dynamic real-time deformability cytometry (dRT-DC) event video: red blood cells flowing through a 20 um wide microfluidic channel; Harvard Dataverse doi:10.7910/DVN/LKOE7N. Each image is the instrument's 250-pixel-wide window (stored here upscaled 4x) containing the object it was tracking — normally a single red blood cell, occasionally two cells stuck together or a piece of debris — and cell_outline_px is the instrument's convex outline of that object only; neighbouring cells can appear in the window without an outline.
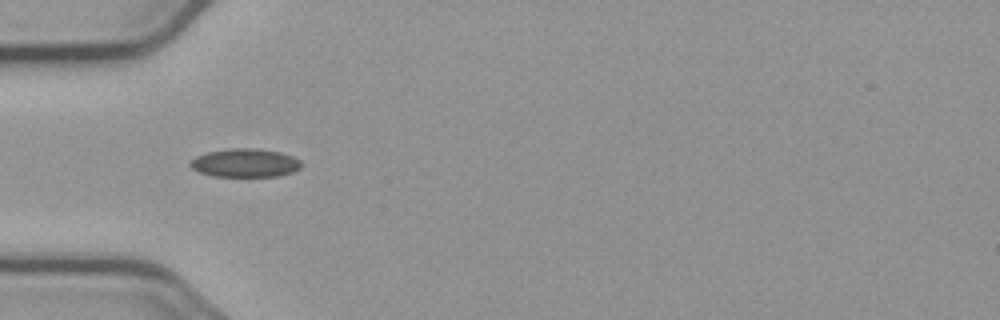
{"species": "common noctule bat (a hibernating species)", "species_latin": "Nyctalus noctula", "temperature_condition": "cold", "stored_images_in_passage": 7, "camera_frame_rate_fps": 3000, "um_per_image_px": 0.085, "animal": {"sex": "male", "body_mass_g": 23.1, "forearm_length_mm": 52.7}, "frame": {"image": 1, "passage_image": 5, "time_ms": 5.0, "image_size_px": [1000, 320], "cell_outline_px": [[300, 168], [292, 172], [276, 176], [212, 176], [200, 172], [192, 168], [188, 164], [196, 156], [208, 152], [228, 148], [256, 148], [280, 152], [292, 156], [300, 160]], "centroid_in_image_um": [20.82, 13.84], "position_along_channel_um": 64.2, "area_um2": 18.32}}
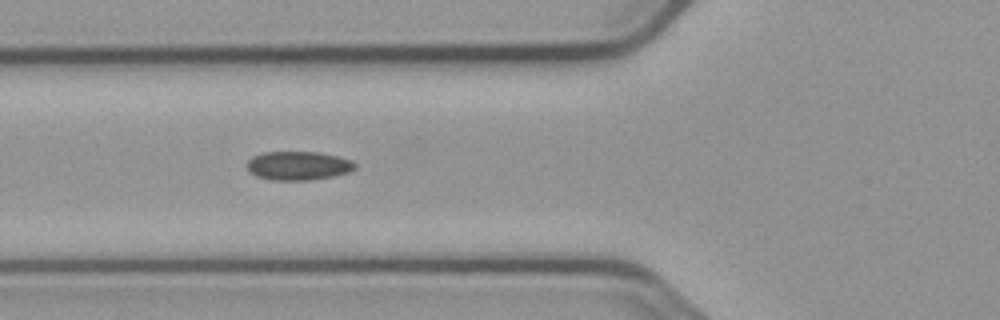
{"frame": {"image": 2, "passage_image": 6, "time_ms": 6.0, "image_size_px": [1000, 320], "cell_outline_px": [[356, 168], [348, 172], [332, 176], [308, 180], [272, 180], [256, 176], [248, 172], [248, 160], [252, 156], [264, 152], [316, 152], [336, 156], [352, 160], [356, 164]], "centroid_in_image_um": [25.33, 14.08], "position_along_channel_um": 100.5, "area_um2": 18.03}}
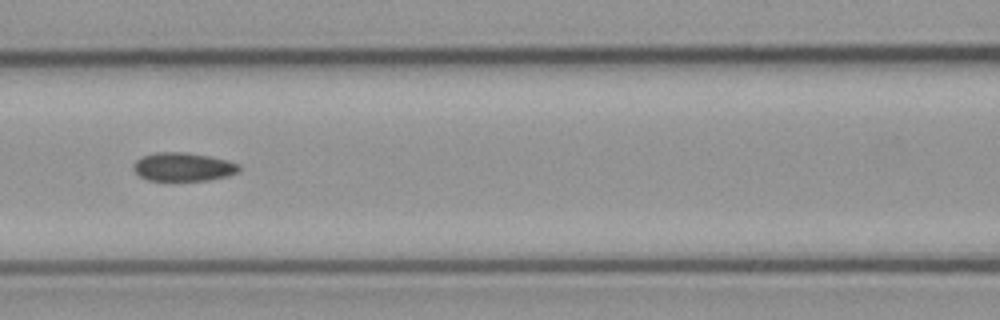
{"frame": {"image": 3, "passage_image": 7, "time_ms": 7.333, "image_size_px": [1000, 320], "cell_outline_px": [[240, 172], [228, 176], [208, 180], [148, 180], [140, 176], [132, 168], [132, 164], [136, 160], [144, 156], [156, 152], [188, 152], [228, 160], [240, 164]], "centroid_in_image_um": [15.6, 14.18], "position_along_channel_um": 151.0, "area_um2": 17.63}}